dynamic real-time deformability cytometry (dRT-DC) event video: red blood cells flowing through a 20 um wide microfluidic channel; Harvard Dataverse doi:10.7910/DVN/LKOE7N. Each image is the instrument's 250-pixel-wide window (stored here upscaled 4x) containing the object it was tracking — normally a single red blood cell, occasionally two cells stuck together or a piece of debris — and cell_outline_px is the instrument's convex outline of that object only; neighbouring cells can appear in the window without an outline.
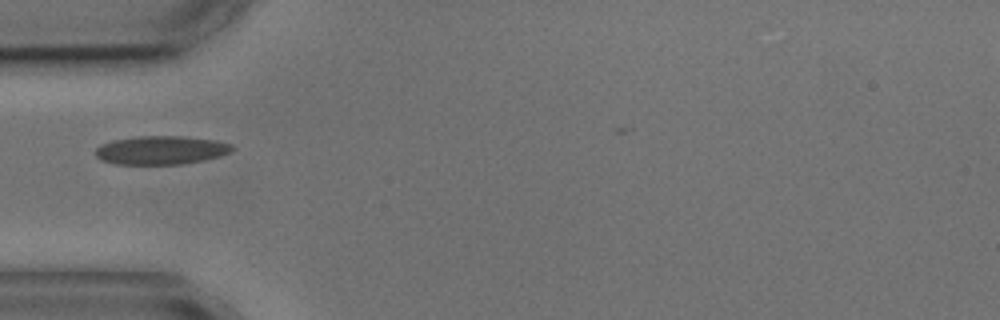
{"species": "common noctule bat (a hibernating species)", "species_latin": "Nyctalus noctula", "temperature_condition": "cold", "stored_images_in_passage": 2, "camera_frame_rate_fps": 3000, "um_per_image_px": 0.085, "animal": {"sex": "male", "body_mass_g": 17.9, "forearm_length_mm": 54.2}, "frame": {"image": 1, "passage_image": 2, "time_ms": 1.0, "image_size_px": [1000, 320], "cell_outline_px": [[236, 148], [232, 152], [220, 156], [204, 160], [184, 164], [112, 164], [100, 160], [96, 156], [96, 148], [100, 144], [112, 140], [136, 136], [184, 136], [216, 140], [232, 144]], "centroid_in_image_um": [13.7, 12.76], "position_along_channel_um": 71.3, "area_um2": 23.12}}